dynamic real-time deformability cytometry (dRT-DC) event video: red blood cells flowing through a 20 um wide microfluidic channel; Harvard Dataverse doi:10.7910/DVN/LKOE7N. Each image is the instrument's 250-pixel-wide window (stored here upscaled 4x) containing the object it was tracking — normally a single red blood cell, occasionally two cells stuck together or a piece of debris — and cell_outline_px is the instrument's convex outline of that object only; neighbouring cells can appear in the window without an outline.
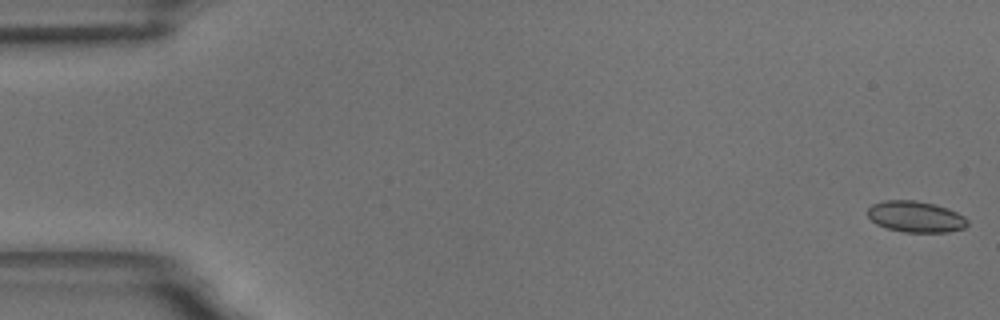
{"species": "common noctule bat (a hibernating species)", "species_latin": "Nyctalus noctula", "temperature_condition": "room temperature", "stored_images_in_passage": 57, "camera_frame_rate_fps": 3000, "um_per_image_px": 0.085, "animal": {"sex": "male", "body_mass_g": 18.8}, "frame": {"image": 1, "passage_image": 1, "time_ms": 0.0, "image_size_px": [1000, 320], "cell_outline_px": [[968, 224], [964, 228], [948, 232], [904, 232], [888, 228], [876, 224], [868, 216], [868, 208], [872, 204], [884, 200], [916, 200], [936, 204], [948, 208], [964, 216], [968, 220]], "centroid_in_image_um": [77.84, 18.41], "position_along_channel_um": 7.2, "area_um2": 18.21}}
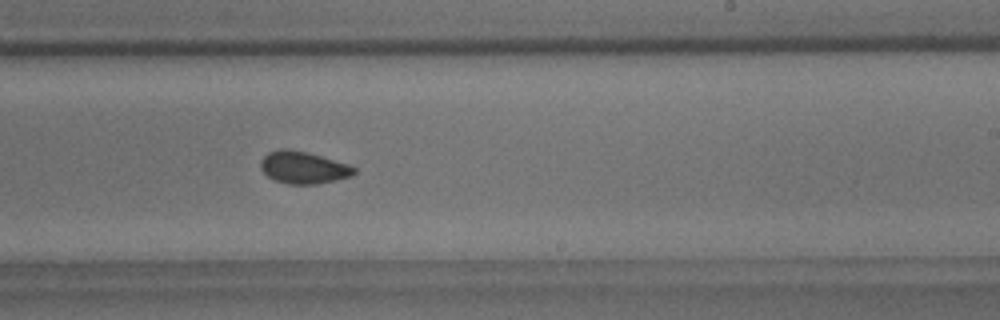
{"frame": {"image": 2, "passage_image": 34, "time_ms": 11.0, "image_size_px": [1000, 320], "cell_outline_px": [[356, 172], [352, 176], [336, 180], [316, 184], [288, 184], [276, 180], [268, 176], [260, 168], [260, 160], [268, 152], [280, 148], [288, 148], [308, 152], [348, 164], [356, 168]], "centroid_in_image_um": [25.78, 14.23], "position_along_channel_um": 263.2, "area_um2": 17.63}}
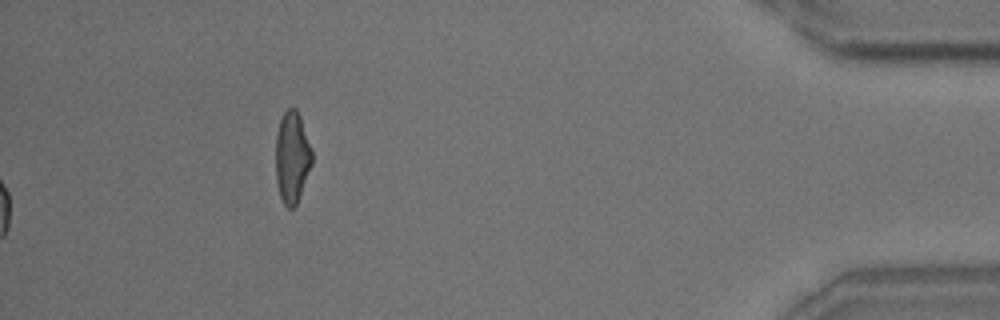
{"frame": {"image": 3, "passage_image": 57, "time_ms": 18.667, "image_size_px": [1000, 320], "cell_outline_px": [[312, 164], [296, 204], [292, 208], [288, 208], [284, 204], [280, 196], [276, 180], [276, 132], [280, 120], [284, 112], [288, 108], [296, 108], [300, 116], [312, 152]], "centroid_in_image_um": [24.81, 13.35], "position_along_channel_um": 410.4, "area_um2": 19.13}, "authors_computed_cell_mechanics": {"area_um2": 17.5134, "velocity_mm_per_s": 3.6522, "shape_relaxation_time_tau1_ms": 5.3488, "shape_relaxation_time_tau2_ms": 2.5564, "deformation_change_tau1": 0.0827, "deformation_change_tau2": 0.0629}}